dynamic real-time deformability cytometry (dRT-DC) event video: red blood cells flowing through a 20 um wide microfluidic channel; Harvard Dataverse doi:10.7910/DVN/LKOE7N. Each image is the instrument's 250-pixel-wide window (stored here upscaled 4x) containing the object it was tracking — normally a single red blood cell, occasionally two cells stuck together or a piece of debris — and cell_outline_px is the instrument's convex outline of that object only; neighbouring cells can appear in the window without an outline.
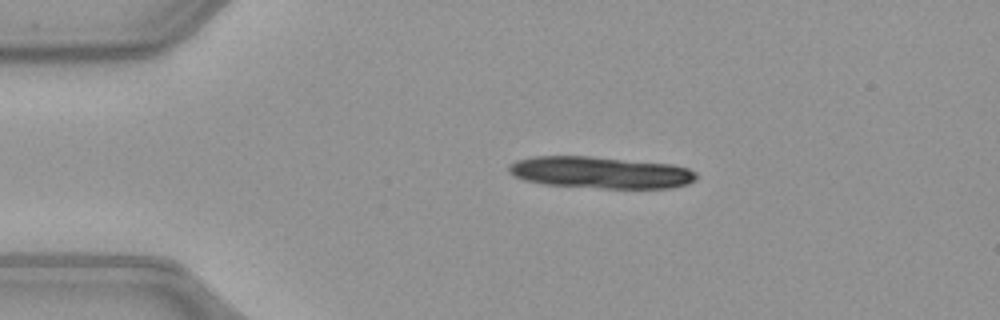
{"species": "common noctule bat (a hibernating species)", "species_latin": "Nyctalus noctula", "temperature_condition": "warm", "stored_images_in_passage": 42, "segment_of_instrument_passage": [1, 2], "camera_frame_rate_fps": 3000, "um_per_image_px": 0.085, "animal": {"sex": "female", "body_mass_g": 21.9}, "frame": {"image": 1, "passage_image": 1, "time_ms": 0.0, "image_size_px": [1000, 320], "cell_outline_px": [[696, 180], [688, 184], [672, 188], [600, 188], [544, 184], [524, 180], [512, 176], [508, 172], [508, 168], [516, 160], [536, 156], [588, 156], [672, 164], [688, 168], [696, 172]], "centroid_in_image_um": [51.05, 14.66], "position_along_channel_um": 33.9, "area_um2": 34.8}}